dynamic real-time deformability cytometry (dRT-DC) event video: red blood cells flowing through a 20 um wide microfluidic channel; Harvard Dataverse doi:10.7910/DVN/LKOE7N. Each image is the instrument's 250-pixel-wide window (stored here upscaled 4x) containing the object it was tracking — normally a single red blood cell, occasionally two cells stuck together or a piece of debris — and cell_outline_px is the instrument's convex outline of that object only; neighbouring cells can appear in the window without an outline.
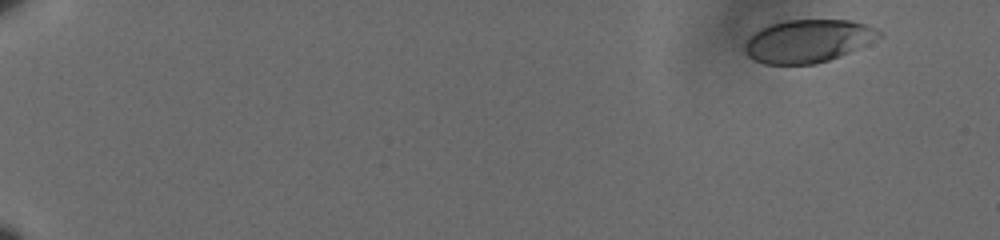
{"species": "human", "species_latin": "Homo sapiens", "temperature_condition": "cold", "stored_images_in_passage": 40, "camera_frame_rate_fps": 3000, "um_per_image_px": 0.085, "donor": {"sex": "male"}, "frame": {"image": 1, "passage_image": 2, "time_ms": 0.333, "image_size_px": [1000, 240], "cell_outline_px": [[884, 36], [848, 52], [828, 60], [812, 64], [764, 64], [748, 56], [744, 48], [744, 44], [760, 28], [768, 24], [784, 20], [852, 20], [876, 28]], "centroid_in_image_um": [68.67, 3.47], "position_along_channel_um": 16.3, "area_um2": 33.29}}
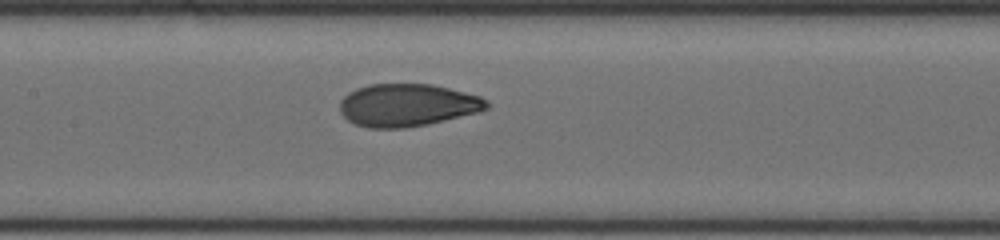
{"frame": {"image": 2, "passage_image": 23, "time_ms": 7.333, "image_size_px": [1000, 240], "cell_outline_px": [[488, 108], [480, 112], [428, 124], [404, 128], [368, 128], [356, 124], [348, 120], [340, 112], [340, 100], [348, 92], [356, 88], [368, 84], [432, 84], [480, 96], [488, 100]], "centroid_in_image_um": [34.62, 8.93], "position_along_channel_um": 172.8, "area_um2": 36.59}}
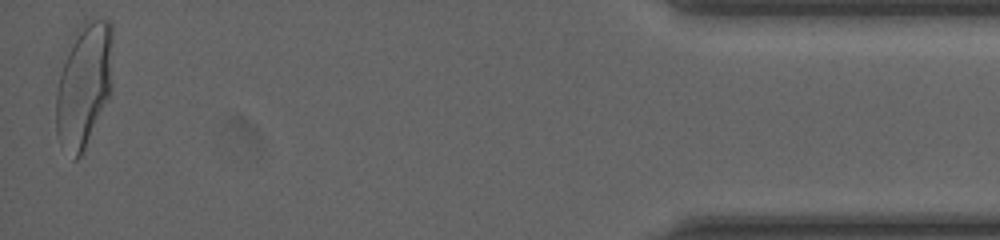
{"frame": {"image": 3, "passage_image": 40, "time_ms": 13.0, "image_size_px": [1000, 240], "cell_outline_px": [[112, 88], [84, 148], [80, 156], [76, 160], [72, 160], [60, 144], [56, 132], [56, 92], [60, 76], [76, 28], [84, 20], [108, 20], [112, 24]], "centroid_in_image_um": [7.14, 7.21], "position_along_channel_um": 428.1, "area_um2": 40.69}, "authors_computed_cell_mechanics": {"area_um2": 36.5585, "velocity_mm_per_s": 3.6505, "shape_relaxation_time_tau1_ms": null, "shape_relaxation_time_tau2_ms": 0.8619, "deformation_change_tau1": null, "deformation_change_tau2": 0.0587}}